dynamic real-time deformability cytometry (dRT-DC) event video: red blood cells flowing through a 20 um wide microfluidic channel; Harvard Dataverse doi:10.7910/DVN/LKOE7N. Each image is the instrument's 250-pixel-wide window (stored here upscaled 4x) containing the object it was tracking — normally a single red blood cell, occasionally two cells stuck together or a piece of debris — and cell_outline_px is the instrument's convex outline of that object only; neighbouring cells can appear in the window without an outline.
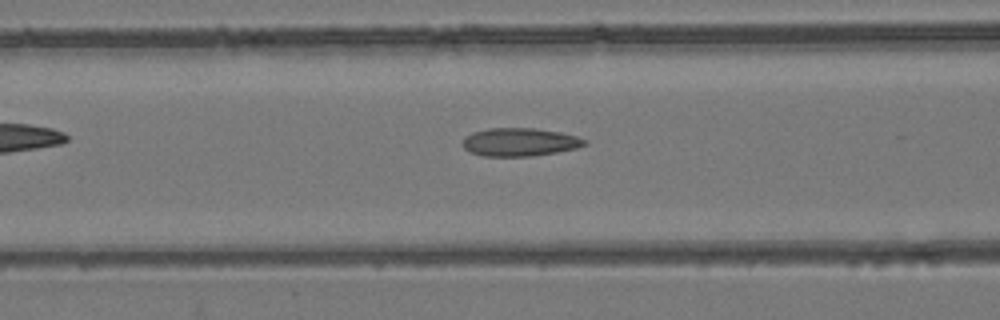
{"species": "common noctule bat (a hibernating species)", "species_latin": "Nyctalus noctula", "temperature_condition": "room temperature", "stored_images_in_passage": 38, "camera_frame_rate_fps": 3000, "um_per_image_px": 0.085, "animal": {"sex": "female", "body_mass_g": 24.6, "forearm_length_mm": 56.2}, "frame": {"image": 1, "passage_image": 6, "time_ms": 1.667, "image_size_px": [1000, 320], "cell_outline_px": [[588, 144], [576, 148], [556, 152], [532, 156], [484, 156], [468, 152], [460, 144], [464, 136], [472, 132], [488, 128], [536, 128], [560, 132], [576, 136], [588, 140]], "centroid_in_image_um": [44.14, 12.07], "position_along_channel_um": 122.5, "area_um2": 20.29}}
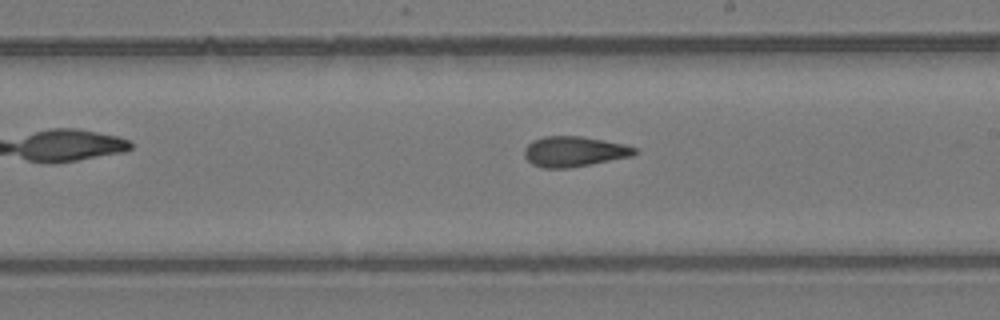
{"frame": {"image": 2, "passage_image": 15, "time_ms": 4.667, "image_size_px": [1000, 320], "cell_outline_px": [[636, 152], [632, 156], [568, 168], [544, 168], [532, 164], [524, 156], [524, 148], [532, 140], [544, 136], [580, 136], [604, 140], [624, 144], [636, 148]], "centroid_in_image_um": [48.76, 12.87], "position_along_channel_um": 240.2, "area_um2": 19.36}}
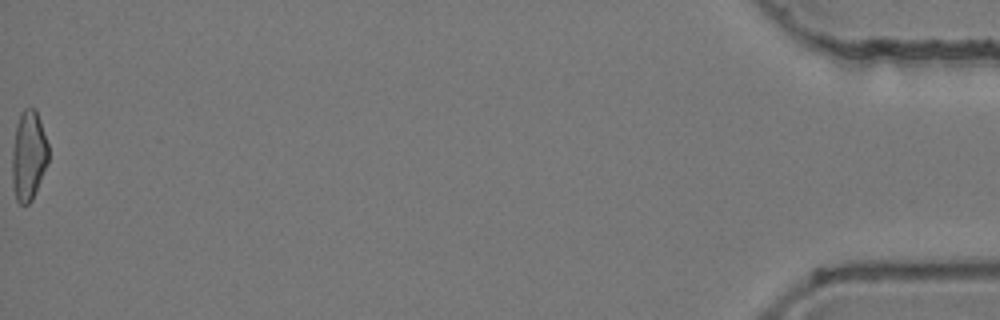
{"frame": {"image": 3, "passage_image": 38, "time_ms": 12.333, "image_size_px": [1000, 320], "cell_outline_px": [[48, 164], [32, 200], [28, 204], [20, 204], [16, 200], [12, 188], [12, 148], [16, 124], [20, 112], [24, 108], [36, 108], [48, 144]], "centroid_in_image_um": [2.42, 13.23], "position_along_channel_um": 432.8, "area_um2": 19.31}, "authors_computed_cell_mechanics": {"area_um2": 19.3341, "velocity_mm_per_s": 3.9271, "shape_relaxation_time_tau1_ms": null, "shape_relaxation_time_tau2_ms": 2.6245, "deformation_change_tau1": null, "deformation_change_tau2": 0.0987}}